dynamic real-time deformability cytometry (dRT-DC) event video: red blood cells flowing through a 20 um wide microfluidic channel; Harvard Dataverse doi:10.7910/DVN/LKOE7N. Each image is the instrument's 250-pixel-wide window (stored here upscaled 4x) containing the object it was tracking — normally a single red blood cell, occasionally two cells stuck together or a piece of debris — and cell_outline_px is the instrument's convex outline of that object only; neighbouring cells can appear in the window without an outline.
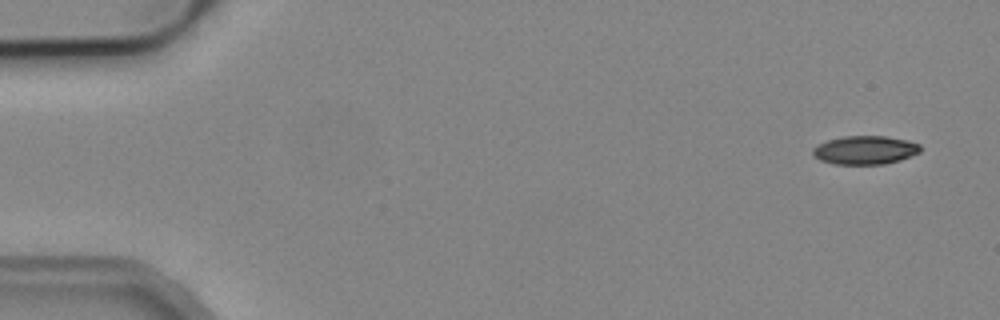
{"species": "common noctule bat (a hibernating species)", "species_latin": "Nyctalus noctula", "temperature_condition": "cold", "stored_images_in_passage": 6, "camera_frame_rate_fps": 3000, "um_per_image_px": 0.085, "animal": {"sex": "male", "body_mass_g": 19.2, "forearm_length_mm": 51.8}, "frame": {"image": 1, "passage_image": 1, "time_ms": 0.0, "image_size_px": [1000, 320], "cell_outline_px": [[920, 152], [900, 160], [884, 164], [832, 164], [820, 160], [812, 152], [812, 148], [828, 140], [844, 136], [884, 136], [908, 140], [920, 144]], "centroid_in_image_um": [73.54, 12.76], "position_along_channel_um": 11.5, "area_um2": 17.8}}
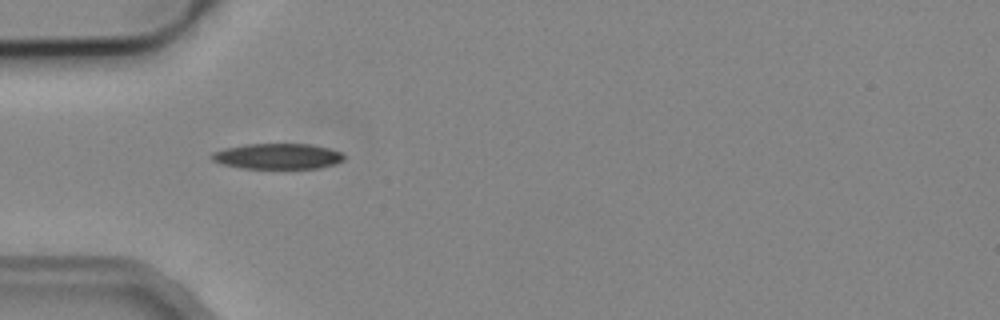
{"frame": {"image": 2, "passage_image": 5, "time_ms": 4.667, "image_size_px": [1000, 320], "cell_outline_px": [[344, 160], [336, 164], [320, 168], [240, 168], [220, 164], [212, 160], [208, 156], [212, 152], [224, 148], [244, 144], [312, 144], [344, 152]], "centroid_in_image_um": [23.58, 13.28], "position_along_channel_um": 61.4, "area_um2": 20.06}}